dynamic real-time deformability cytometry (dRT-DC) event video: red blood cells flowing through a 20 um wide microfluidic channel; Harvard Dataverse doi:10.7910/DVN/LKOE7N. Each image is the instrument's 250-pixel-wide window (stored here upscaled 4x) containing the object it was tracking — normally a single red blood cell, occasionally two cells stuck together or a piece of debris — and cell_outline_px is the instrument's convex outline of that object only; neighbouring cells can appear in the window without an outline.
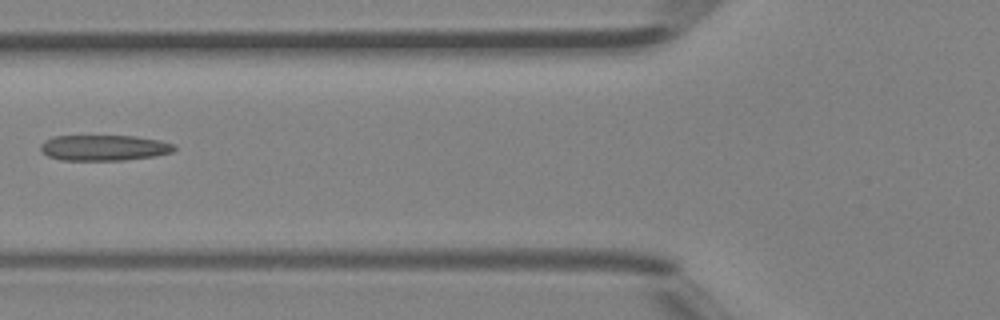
{"species": "Egyptian fruit bat (a non-hibernating species)", "species_latin": "Rousettus aegyptiacus", "temperature_condition": "room temperature", "stored_images_in_passage": 5, "camera_frame_rate_fps": 3000, "um_per_image_px": 0.085, "animal": {"sex": "female"}, "frame": {"image": 1, "passage_image": 5, "time_ms": 1.333, "image_size_px": [1000, 320], "cell_outline_px": [[176, 148], [172, 152], [156, 156], [124, 160], [60, 160], [48, 156], [40, 152], [40, 144], [44, 140], [52, 136], [136, 136], [160, 140], [176, 144]], "centroid_in_image_um": [8.83, 12.56], "position_along_channel_um": 117.0, "area_um2": 20.29}}